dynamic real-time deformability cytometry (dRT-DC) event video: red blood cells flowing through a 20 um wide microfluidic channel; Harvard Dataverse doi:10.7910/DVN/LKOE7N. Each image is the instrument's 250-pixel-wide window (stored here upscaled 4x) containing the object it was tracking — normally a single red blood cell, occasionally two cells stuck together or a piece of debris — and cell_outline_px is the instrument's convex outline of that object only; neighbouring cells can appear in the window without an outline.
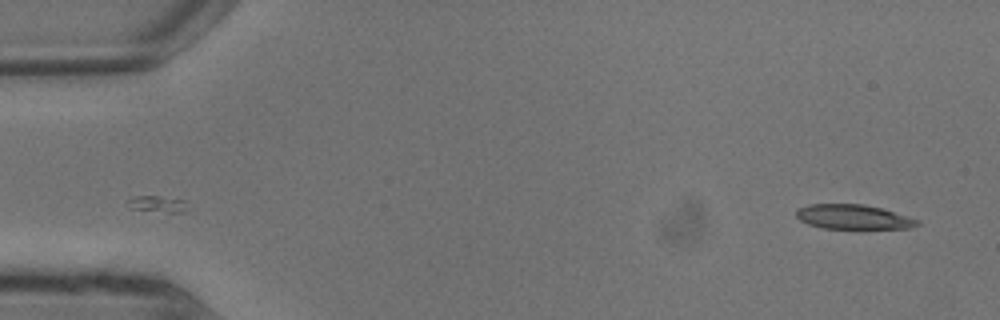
{"species": "common noctule bat (a hibernating species)", "species_latin": "Nyctalus noctula", "temperature_condition": "warm", "stored_images_in_passage": 3, "camera_frame_rate_fps": 3000, "um_per_image_px": 0.085, "animal": {"sex": "male", "body_mass_g": 13.3}, "frame": {"image": 1, "passage_image": 3, "time_ms": 0.667, "image_size_px": [1000, 320], "cell_outline_px": [[920, 224], [908, 228], [860, 232], [820, 228], [808, 224], [800, 220], [796, 216], [796, 208], [808, 204], [864, 204], [880, 208], [920, 220]], "centroid_in_image_um": [72.53, 18.5], "position_along_channel_um": 12.5, "area_um2": 18.5}}